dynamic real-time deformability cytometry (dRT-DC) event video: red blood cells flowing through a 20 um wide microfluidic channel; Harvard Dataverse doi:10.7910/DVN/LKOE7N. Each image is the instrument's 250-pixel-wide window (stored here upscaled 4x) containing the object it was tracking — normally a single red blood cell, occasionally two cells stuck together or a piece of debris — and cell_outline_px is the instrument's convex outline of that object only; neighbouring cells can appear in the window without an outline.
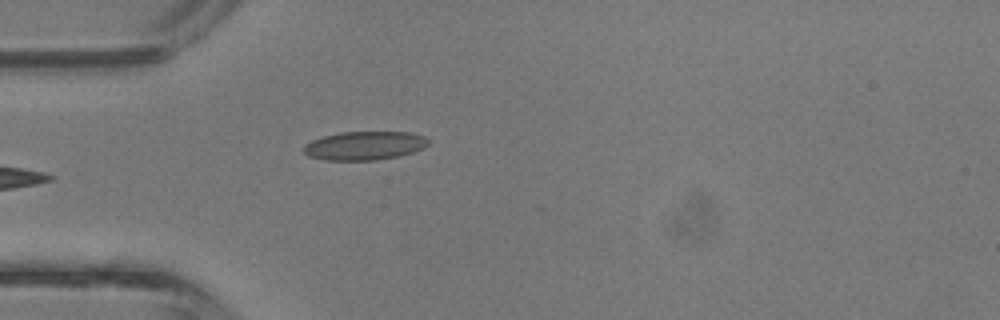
{"species": "common noctule bat (a hibernating species)", "species_latin": "Nyctalus noctula", "temperature_condition": "room temperature", "stored_images_in_passage": 3, "camera_frame_rate_fps": 3000, "um_per_image_px": 0.085, "animal": {"sex": "male", "body_mass_g": 13.3}, "frame": {"image": 1, "passage_image": 3, "time_ms": 0.667, "image_size_px": [1000, 320], "cell_outline_px": [[428, 144], [424, 148], [400, 156], [376, 160], [324, 160], [308, 156], [304, 152], [304, 144], [312, 140], [324, 136], [340, 132], [408, 132], [424, 136], [428, 140]], "centroid_in_image_um": [30.98, 12.38], "position_along_channel_um": 54.0, "area_um2": 20.81}}